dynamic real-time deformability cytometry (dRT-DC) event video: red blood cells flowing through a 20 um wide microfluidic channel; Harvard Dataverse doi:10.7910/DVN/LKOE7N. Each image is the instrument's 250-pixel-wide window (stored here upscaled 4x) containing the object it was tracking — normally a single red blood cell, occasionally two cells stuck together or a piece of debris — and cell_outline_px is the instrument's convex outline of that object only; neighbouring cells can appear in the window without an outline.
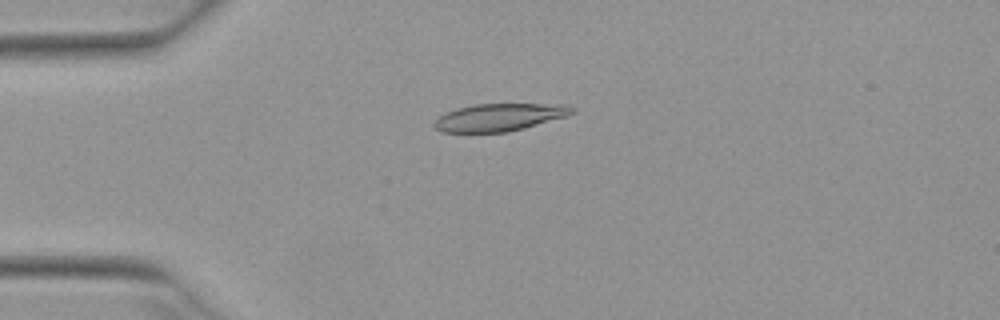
{"species": "Egyptian fruit bat (a non-hibernating species)", "species_latin": "Rousettus aegyptiacus", "temperature_condition": "warm", "stored_images_in_passage": 50, "camera_frame_rate_fps": 3000, "um_per_image_px": 0.085, "animal": {"sex": "female"}, "frame": {"image": 1, "passage_image": 11, "time_ms": 3.333, "image_size_px": [1000, 320], "cell_outline_px": [[576, 112], [564, 116], [524, 128], [508, 132], [440, 132], [432, 124], [444, 112], [476, 104], [568, 104], [576, 108]], "centroid_in_image_um": [42.46, 9.96], "position_along_channel_um": 42.5, "area_um2": 21.96}}
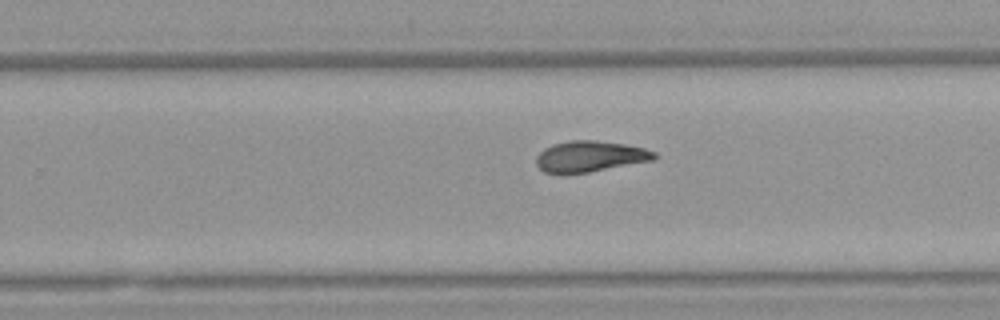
{"frame": {"image": 2, "passage_image": 31, "time_ms": 10.0, "image_size_px": [1000, 320], "cell_outline_px": [[660, 156], [656, 160], [588, 172], [544, 172], [536, 164], [536, 156], [544, 148], [552, 144], [568, 140], [596, 140], [624, 144], [644, 148], [656, 152]], "centroid_in_image_um": [50.21, 13.27], "position_along_channel_um": 279.6, "area_um2": 21.27}}
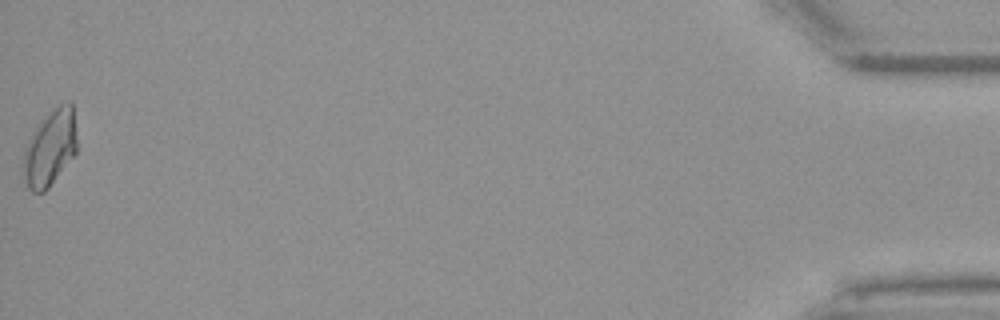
{"frame": {"image": 3, "passage_image": 50, "time_ms": 16.333, "image_size_px": [1000, 320], "cell_outline_px": [[76, 152], [48, 188], [44, 192], [32, 192], [28, 188], [24, 176], [24, 148], [32, 132], [40, 120], [60, 104], [68, 100], [72, 100], [76, 136]], "centroid_in_image_um": [4.25, 12.55], "position_along_channel_um": 430.9, "area_um2": 23.52}, "authors_computed_cell_mechanics": {"area_um2": 21.8195, "velocity_mm_per_s": 3.9374, "shape_relaxation_time_tau1_ms": 5.5137, "shape_relaxation_time_tau2_ms": 3.5279, "deformation_change_tau1": 0.1881, "deformation_change_tau2": 0.1137}}